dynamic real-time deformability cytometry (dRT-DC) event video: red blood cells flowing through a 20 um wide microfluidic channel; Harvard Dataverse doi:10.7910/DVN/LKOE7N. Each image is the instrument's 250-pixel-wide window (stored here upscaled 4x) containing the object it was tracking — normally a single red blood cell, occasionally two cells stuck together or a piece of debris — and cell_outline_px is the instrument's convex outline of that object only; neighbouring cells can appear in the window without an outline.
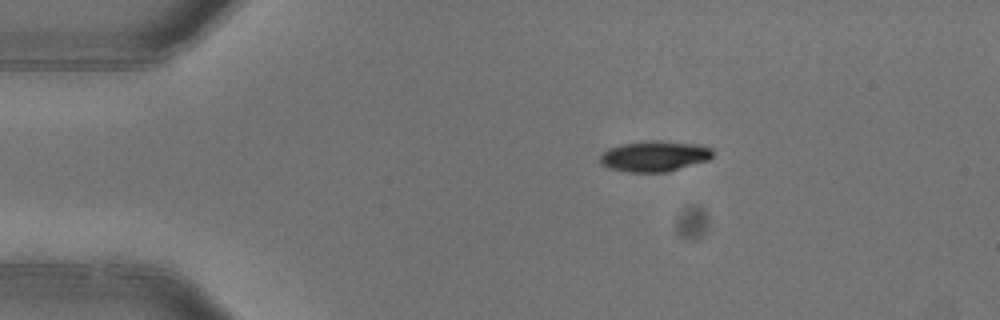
{"species": "common noctule bat (a hibernating species)", "species_latin": "Nyctalus noctula", "temperature_condition": "warm", "stored_images_in_passage": 5, "camera_frame_rate_fps": 3000, "um_per_image_px": 0.085, "animal": {"sex": "female"}, "frame": {"image": 1, "passage_image": 1, "time_ms": 0.0, "image_size_px": [1000, 320], "cell_outline_px": [[712, 156], [708, 160], [668, 172], [628, 172], [608, 168], [600, 164], [600, 156], [608, 148], [624, 144], [652, 140], [656, 140], [700, 144], [712, 148]], "centroid_in_image_um": [55.63, 13.28], "position_along_channel_um": 29.4, "area_um2": 20.17}}
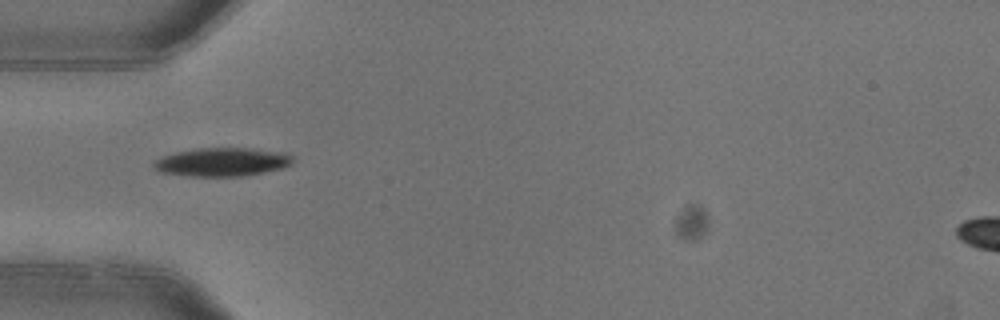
{"frame": {"image": 2, "passage_image": 3, "time_ms": 0.667, "image_size_px": [1000, 320], "cell_outline_px": [[292, 164], [284, 168], [264, 172], [240, 176], [188, 176], [160, 172], [152, 168], [152, 160], [160, 156], [176, 152], [200, 148], [252, 148], [284, 152], [292, 156]], "centroid_in_image_um": [18.84, 13.77], "position_along_channel_um": 66.2, "area_um2": 23.35}}